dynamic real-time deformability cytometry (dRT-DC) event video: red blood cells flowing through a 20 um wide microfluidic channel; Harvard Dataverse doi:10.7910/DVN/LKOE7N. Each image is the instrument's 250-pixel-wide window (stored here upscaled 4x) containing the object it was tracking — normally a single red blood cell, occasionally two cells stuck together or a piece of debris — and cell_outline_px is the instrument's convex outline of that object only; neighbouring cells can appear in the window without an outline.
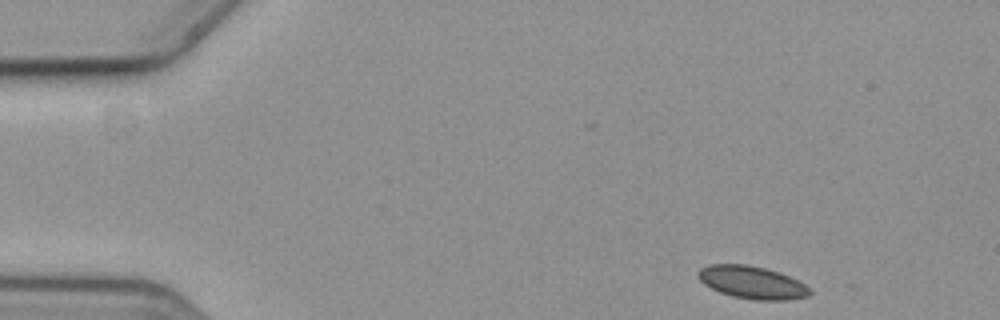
{"species": "common noctule bat (a hibernating species)", "species_latin": "Nyctalus noctula", "temperature_condition": "cold", "stored_images_in_passage": 48, "camera_frame_rate_fps": 3000, "um_per_image_px": 0.085, "animal": {"sex": "female", "body_mass_g": 19.3, "forearm_length_mm": 54.1}, "frame": {"image": 1, "passage_image": 1, "time_ms": 0.0, "image_size_px": [1000, 320], "cell_outline_px": [[812, 292], [808, 296], [788, 300], [756, 300], [732, 296], [720, 292], [704, 284], [696, 276], [696, 272], [700, 268], [708, 264], [744, 264], [764, 268], [780, 272], [804, 284]], "centroid_in_image_um": [63.88, 24.0], "position_along_channel_um": 21.1, "area_um2": 21.21}}
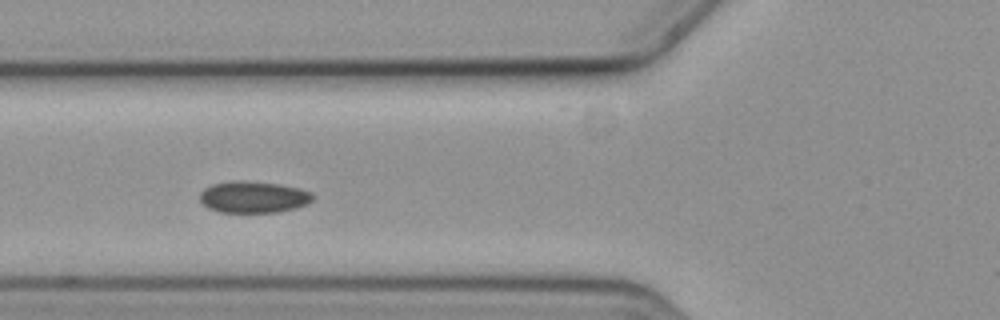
{"frame": {"image": 2, "passage_image": 16, "time_ms": 5.0, "image_size_px": [1000, 320], "cell_outline_px": [[316, 196], [308, 204], [296, 208], [276, 212], [220, 212], [208, 208], [200, 200], [200, 192], [204, 188], [212, 184], [240, 180], [244, 180], [276, 184], [300, 188], [312, 192]], "centroid_in_image_um": [21.57, 16.75], "position_along_channel_um": 104.2, "area_um2": 20.87}}
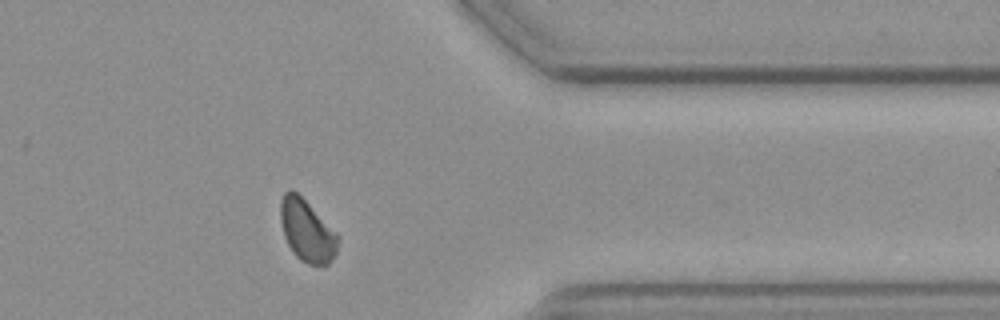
{"frame": {"image": 3, "passage_image": 41, "time_ms": 13.333, "image_size_px": [1000, 320], "cell_outline_px": [[340, 236], [336, 252], [328, 264], [308, 264], [300, 260], [292, 252], [284, 236], [280, 220], [280, 200], [284, 192], [296, 192]], "centroid_in_image_um": [26.08, 19.63], "position_along_channel_um": 385.3, "area_um2": 20.4}, "authors_computed_cell_mechanics": {"area_um2": 20.9525, "velocity_mm_per_s": 3.5495, "shape_relaxation_time_tau1_ms": null, "shape_relaxation_time_tau2_ms": 4.9464, "deformation_change_tau1": null, "deformation_change_tau2": 0.0651}}